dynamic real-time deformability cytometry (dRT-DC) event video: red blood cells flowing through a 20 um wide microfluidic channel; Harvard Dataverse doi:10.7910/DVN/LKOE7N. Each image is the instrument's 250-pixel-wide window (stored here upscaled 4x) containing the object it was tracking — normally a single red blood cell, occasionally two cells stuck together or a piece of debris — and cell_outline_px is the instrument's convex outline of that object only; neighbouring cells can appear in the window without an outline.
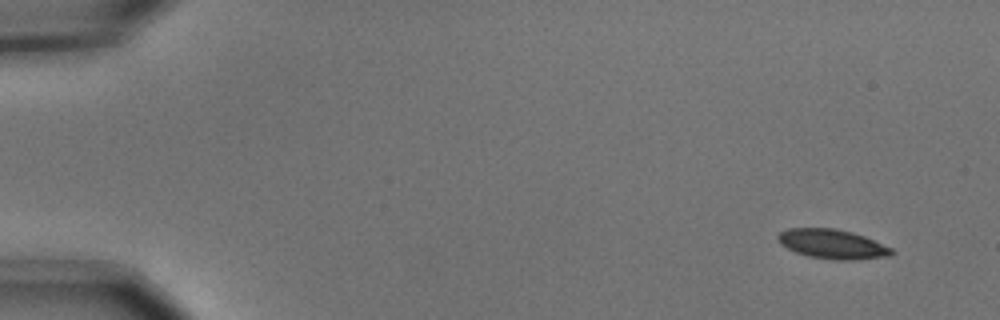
{"species": "common noctule bat (a hibernating species)", "species_latin": "Nyctalus noctula", "temperature_condition": "cold", "stored_images_in_passage": 6, "camera_frame_rate_fps": 3000, "um_per_image_px": 0.085, "animal": {"sex": "male", "body_mass_g": 15.6}, "frame": {"image": 1, "passage_image": 1, "time_ms": 0.0, "image_size_px": [1000, 320], "cell_outline_px": [[896, 252], [892, 256], [860, 260], [832, 260], [808, 256], [796, 252], [780, 244], [776, 236], [780, 232], [788, 228], [836, 228], [852, 232], [864, 236], [892, 248]], "centroid_in_image_um": [70.78, 20.76], "position_along_channel_um": 14.2, "area_um2": 19.77}}
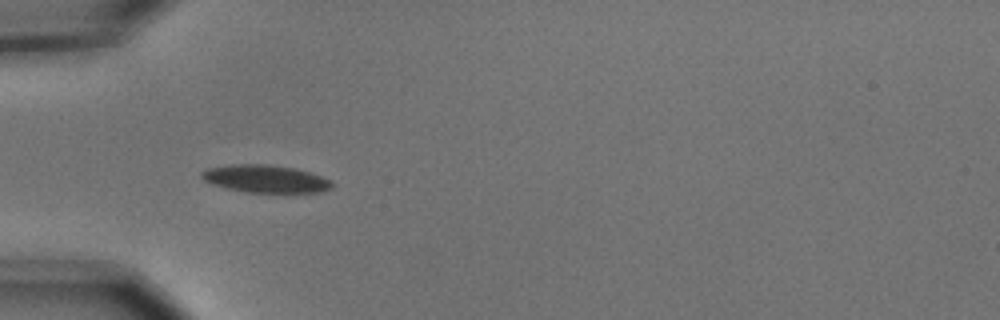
{"frame": {"image": 2, "passage_image": 5, "time_ms": 1.333, "image_size_px": [1000, 320], "cell_outline_px": [[332, 188], [320, 192], [244, 192], [212, 184], [204, 180], [200, 176], [200, 172], [208, 168], [232, 164], [268, 164], [292, 168], [308, 172], [320, 176], [328, 180], [332, 184]], "centroid_in_image_um": [22.51, 15.19], "position_along_channel_um": 62.5, "area_um2": 20.69}}
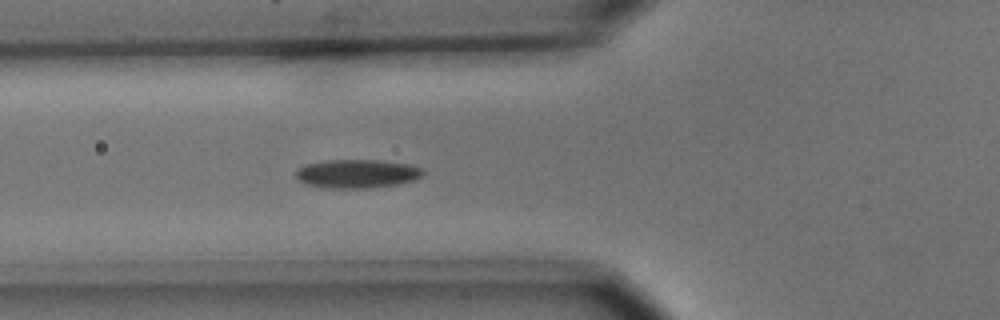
{"frame": {"image": 3, "passage_image": 6, "time_ms": 1.667, "image_size_px": [1000, 320], "cell_outline_px": [[424, 172], [416, 180], [396, 184], [368, 188], [328, 188], [308, 184], [300, 180], [296, 176], [296, 172], [304, 164], [324, 160], [380, 160], [408, 164], [420, 168]], "centroid_in_image_um": [30.35, 14.76], "position_along_channel_um": 95.5, "area_um2": 21.04}}